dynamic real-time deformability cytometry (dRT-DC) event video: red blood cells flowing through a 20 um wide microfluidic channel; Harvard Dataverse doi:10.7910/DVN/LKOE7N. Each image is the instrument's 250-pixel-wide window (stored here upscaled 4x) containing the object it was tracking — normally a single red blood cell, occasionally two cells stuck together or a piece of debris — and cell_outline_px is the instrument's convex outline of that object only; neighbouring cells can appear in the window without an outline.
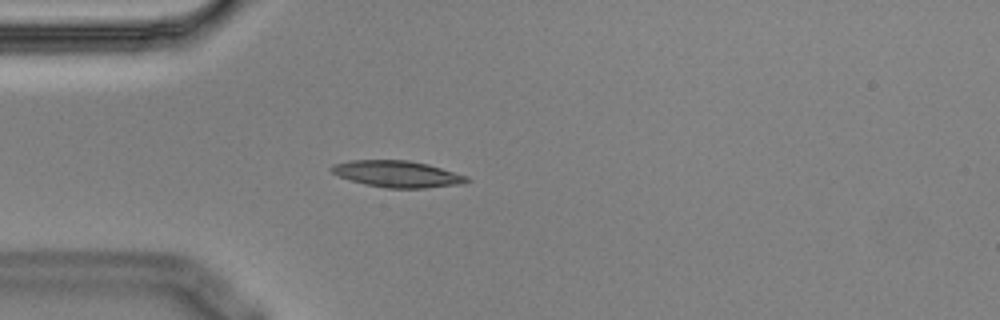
{"species": "Egyptian fruit bat (a non-hibernating species)", "species_latin": "Rousettus aegyptiacus", "temperature_condition": "cold", "stored_images_in_passage": 6, "camera_frame_rate_fps": 3000, "um_per_image_px": 0.085, "animal": {"sex": "male"}, "frame": {"image": 1, "passage_image": 5, "time_ms": 1.333, "image_size_px": [1000, 320], "cell_outline_px": [[468, 180], [464, 184], [424, 188], [384, 188], [364, 184], [340, 176], [332, 172], [328, 168], [332, 164], [352, 160], [408, 160], [428, 164], [468, 176]], "centroid_in_image_um": [33.77, 14.79], "position_along_channel_um": 51.2, "area_um2": 20.92}}